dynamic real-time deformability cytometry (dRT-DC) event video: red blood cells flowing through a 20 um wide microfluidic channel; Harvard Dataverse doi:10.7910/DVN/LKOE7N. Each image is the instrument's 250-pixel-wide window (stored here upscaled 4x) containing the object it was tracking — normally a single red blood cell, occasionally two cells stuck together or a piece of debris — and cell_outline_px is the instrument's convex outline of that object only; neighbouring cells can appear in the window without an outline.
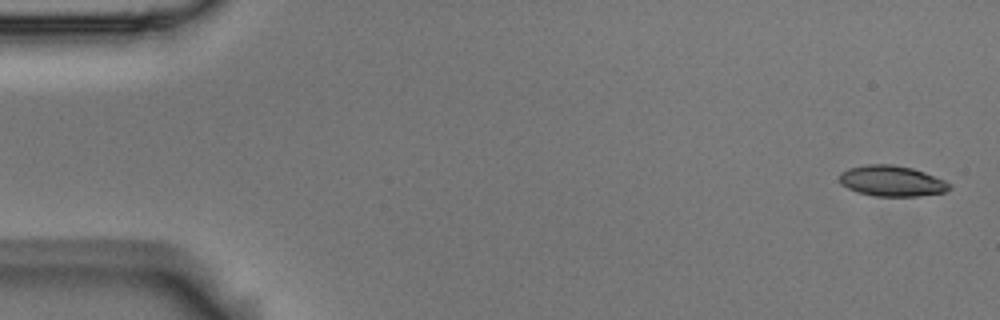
{"species": "Egyptian fruit bat (a non-hibernating species)", "species_latin": "Rousettus aegyptiacus", "temperature_condition": "room temperature", "stored_images_in_passage": 5, "camera_frame_rate_fps": 3000, "um_per_image_px": 0.085, "animal": {"sex": "male"}, "frame": {"image": 1, "passage_image": 1, "time_ms": 0.0, "image_size_px": [1000, 320], "cell_outline_px": [[952, 188], [944, 192], [920, 196], [872, 196], [848, 188], [840, 184], [840, 172], [848, 168], [864, 164], [892, 164], [912, 168], [924, 172], [944, 180], [952, 184]], "centroid_in_image_um": [75.8, 15.38], "position_along_channel_um": 9.2, "area_um2": 19.77}}
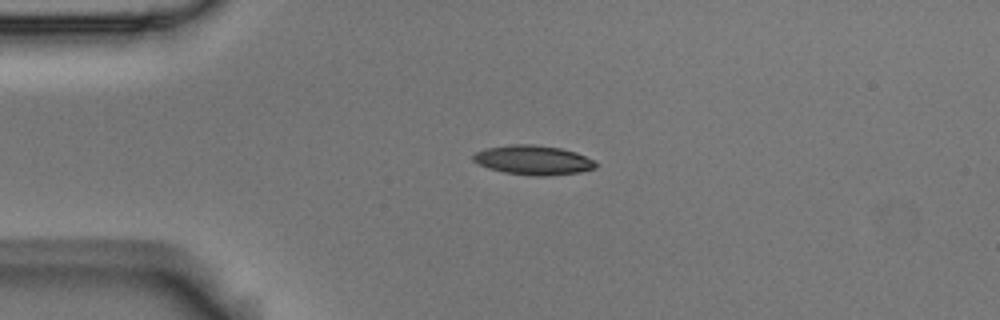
{"frame": {"image": 2, "passage_image": 4, "time_ms": 1.0, "image_size_px": [1000, 320], "cell_outline_px": [[596, 168], [580, 172], [548, 176], [536, 176], [504, 172], [488, 168], [472, 160], [472, 156], [476, 152], [484, 148], [512, 144], [536, 144], [560, 148], [576, 152], [596, 160]], "centroid_in_image_um": [45.34, 13.6], "position_along_channel_um": 39.7, "area_um2": 21.15}}